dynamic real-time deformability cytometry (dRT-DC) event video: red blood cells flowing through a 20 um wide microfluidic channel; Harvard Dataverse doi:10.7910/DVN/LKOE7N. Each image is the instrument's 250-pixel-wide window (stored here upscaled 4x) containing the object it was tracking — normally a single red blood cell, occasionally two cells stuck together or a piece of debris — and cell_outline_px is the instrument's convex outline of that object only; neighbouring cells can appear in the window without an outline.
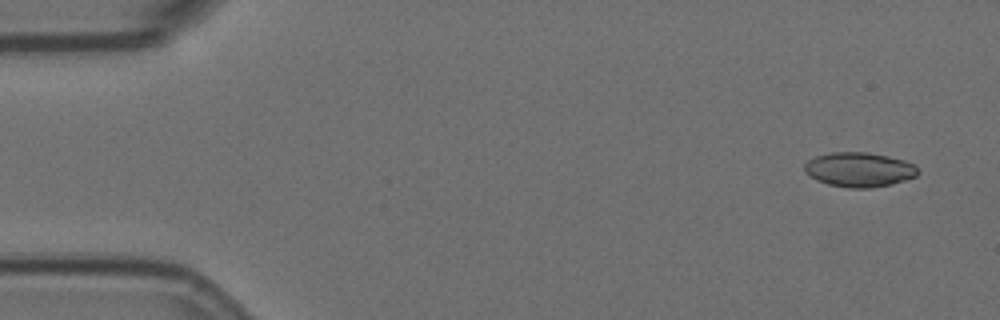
{"species": "Egyptian fruit bat (a non-hibernating species)", "species_latin": "Rousettus aegyptiacus", "temperature_condition": "room temperature", "stored_images_in_passage": 6, "camera_frame_rate_fps": 3000, "um_per_image_px": 0.085, "animal": {"sex": "female"}, "frame": {"image": 1, "passage_image": 1, "time_ms": 0.0, "image_size_px": [1000, 320], "cell_outline_px": [[920, 172], [916, 176], [892, 184], [868, 188], [848, 188], [828, 184], [816, 180], [804, 172], [804, 164], [808, 160], [816, 156], [832, 152], [868, 152], [888, 156], [904, 160], [912, 164]], "centroid_in_image_um": [73.01, 14.41], "position_along_channel_um": 12.0, "area_um2": 22.83}}
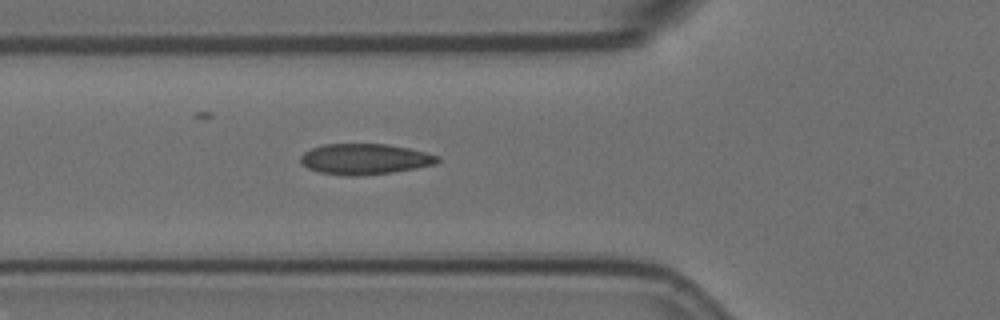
{"frame": {"image": 2, "passage_image": 6, "time_ms": 1.667, "image_size_px": [1000, 320], "cell_outline_px": [[440, 160], [436, 164], [416, 168], [392, 172], [356, 176], [348, 176], [320, 172], [308, 168], [300, 160], [300, 156], [304, 152], [312, 148], [324, 144], [388, 144], [408, 148], [440, 156]], "centroid_in_image_um": [31.02, 13.52], "position_along_channel_um": 94.8, "area_um2": 24.39}}